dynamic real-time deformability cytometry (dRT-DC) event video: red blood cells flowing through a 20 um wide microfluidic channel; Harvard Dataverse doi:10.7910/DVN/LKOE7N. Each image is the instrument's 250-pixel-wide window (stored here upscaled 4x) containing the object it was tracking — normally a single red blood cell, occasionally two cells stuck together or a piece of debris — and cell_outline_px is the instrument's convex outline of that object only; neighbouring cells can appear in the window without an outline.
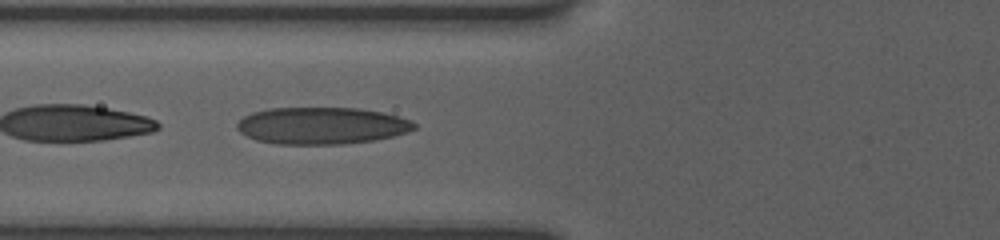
{"species": "human", "species_latin": "Homo sapiens", "temperature_condition": "room temperature", "stored_images_in_passage": 15, "camera_frame_rate_fps": 3000, "um_per_image_px": 0.085, "donor": {"sex": "female"}, "frame": {"image": 1, "passage_image": 8, "time_ms": 2.667, "image_size_px": [1000, 240], "cell_outline_px": [[416, 128], [408, 132], [376, 140], [340, 144], [276, 144], [256, 140], [240, 132], [236, 128], [236, 124], [244, 116], [252, 112], [268, 108], [360, 108], [380, 112], [412, 120], [416, 124]], "centroid_in_image_um": [27.33, 10.68], "position_along_channel_um": 98.5, "area_um2": 38.21}}
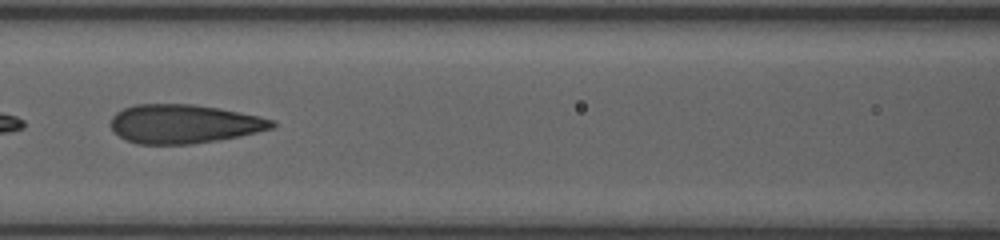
{"frame": {"image": 2, "passage_image": 12, "time_ms": 4.0, "image_size_px": [1000, 240], "cell_outline_px": [[276, 124], [272, 128], [240, 136], [192, 144], [140, 144], [124, 140], [108, 124], [112, 116], [116, 112], [124, 108], [136, 104], [192, 104], [240, 112], [260, 116], [276, 120]], "centroid_in_image_um": [15.61, 10.53], "position_along_channel_um": 151.0, "area_um2": 36.53}}